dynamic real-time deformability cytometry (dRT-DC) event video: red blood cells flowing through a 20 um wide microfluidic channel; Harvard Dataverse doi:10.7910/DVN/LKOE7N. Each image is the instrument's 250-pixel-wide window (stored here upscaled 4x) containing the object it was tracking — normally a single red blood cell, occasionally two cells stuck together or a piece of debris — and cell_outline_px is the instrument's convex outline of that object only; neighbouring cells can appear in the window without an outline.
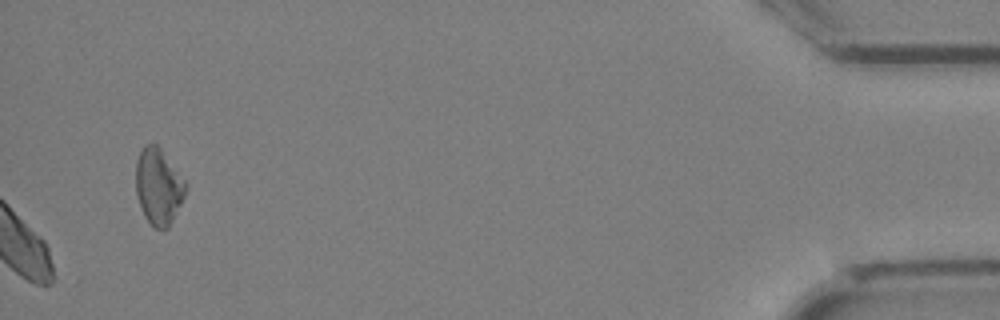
{"species": "Egyptian fruit bat (a non-hibernating species)", "species_latin": "Rousettus aegyptiacus", "temperature_condition": "cold", "stored_images_in_passage": 27, "camera_frame_rate_fps": 3000, "um_per_image_px": 0.085, "animal": {"sex": "female"}, "frame": {"image": 1, "passage_image": 27, "time_ms": 8.667, "image_size_px": [1000, 320], "cell_outline_px": [[188, 188], [168, 228], [156, 228], [144, 216], [136, 192], [136, 160], [140, 148], [144, 144], [156, 144], [160, 148], [188, 184]], "centroid_in_image_um": [13.46, 15.81], "position_along_channel_um": 421.7, "area_um2": 21.91}}